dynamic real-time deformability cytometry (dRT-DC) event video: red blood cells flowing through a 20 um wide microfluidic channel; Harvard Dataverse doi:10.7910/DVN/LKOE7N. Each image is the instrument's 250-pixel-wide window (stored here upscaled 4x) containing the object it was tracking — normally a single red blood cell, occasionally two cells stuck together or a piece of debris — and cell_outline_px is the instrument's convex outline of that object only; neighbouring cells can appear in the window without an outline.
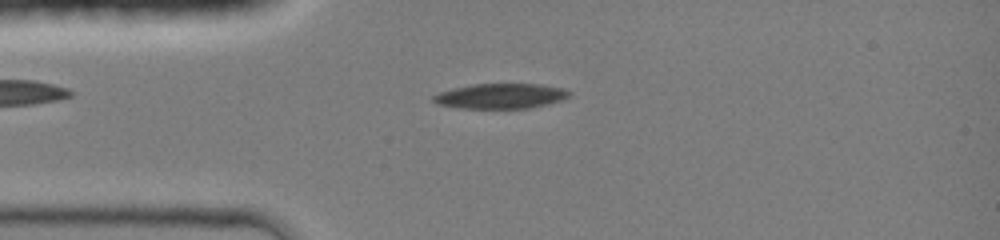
{"species": "common noctule bat (a hibernating species)", "species_latin": "Nyctalus noctula", "temperature_condition": "room temperature", "stored_images_in_passage": 45, "camera_frame_rate_fps": 3000, "um_per_image_px": 0.085, "animal": {"sex": "female", "body_mass_g": 19.0, "forearm_length_mm": 51.5}, "frame": {"image": 1, "passage_image": 11, "time_ms": 3.333, "image_size_px": [1000, 240], "cell_outline_px": [[572, 92], [568, 96], [560, 100], [548, 104], [528, 108], [460, 108], [436, 104], [432, 100], [432, 96], [440, 92], [452, 88], [472, 84], [540, 84], [564, 88]], "centroid_in_image_um": [42.53, 8.16], "position_along_channel_um": 42.5, "area_um2": 19.88}}
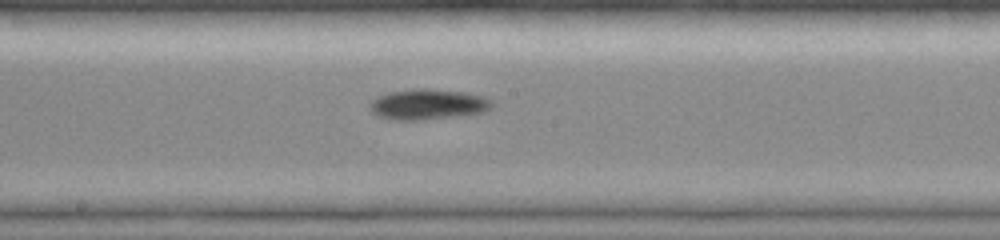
{"frame": {"image": 2, "passage_image": 24, "time_ms": 7.667, "image_size_px": [1000, 240], "cell_outline_px": [[492, 108], [484, 112], [464, 116], [420, 120], [388, 120], [376, 116], [368, 108], [368, 104], [376, 96], [388, 92], [412, 88], [424, 88], [464, 92], [484, 96], [492, 100]], "centroid_in_image_um": [36.34, 8.88], "position_along_channel_um": 211.9, "area_um2": 22.37}}
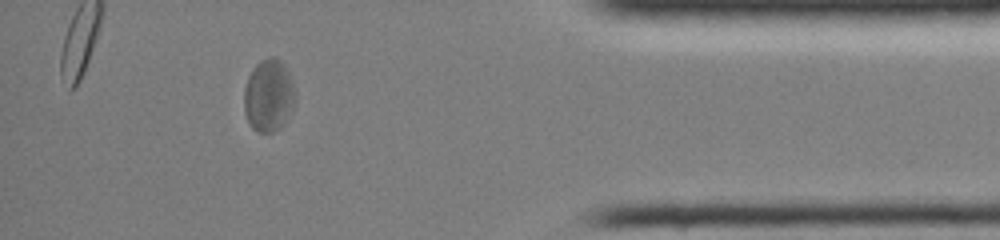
{"frame": {"image": 3, "passage_image": 40, "time_ms": 13.0, "image_size_px": [1000, 240], "cell_outline_px": [[296, 100], [292, 108], [280, 128], [272, 132], [260, 132], [252, 128], [244, 112], [244, 88], [248, 76], [252, 68], [260, 60], [268, 56], [272, 56], [280, 60], [284, 64], [292, 80], [296, 92]], "centroid_in_image_um": [22.83, 8.08], "position_along_channel_um": 412.4, "area_um2": 21.73}, "authors_computed_cell_mechanics": {"area_um2": 21.2704, "velocity_mm_per_s": 4.2234, "shape_relaxation_time_tau1_ms": 7.9589, "shape_relaxation_time_tau2_ms": null, "deformation_change_tau1": 0.1819, "deformation_change_tau2": null}}